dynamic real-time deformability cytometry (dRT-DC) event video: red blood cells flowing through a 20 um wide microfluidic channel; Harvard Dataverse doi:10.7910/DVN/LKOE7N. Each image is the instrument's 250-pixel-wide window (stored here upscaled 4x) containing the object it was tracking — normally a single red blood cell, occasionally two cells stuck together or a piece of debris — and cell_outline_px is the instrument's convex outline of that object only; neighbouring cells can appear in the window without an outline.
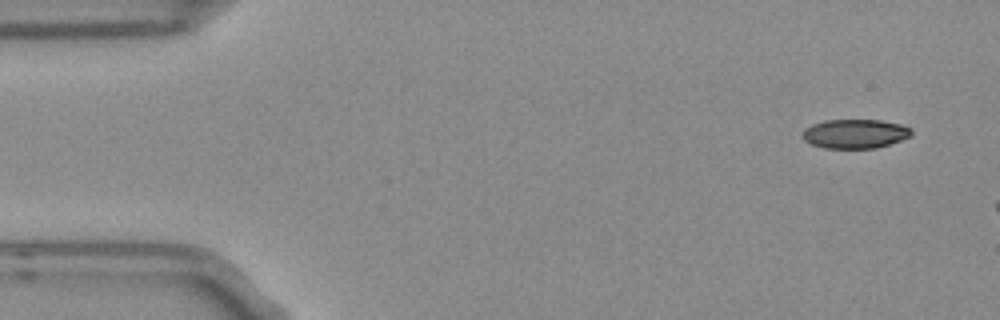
{"species": "Egyptian fruit bat (a non-hibernating species)", "species_latin": "Rousettus aegyptiacus", "temperature_condition": "room temperature", "stored_images_in_passage": 4, "camera_frame_rate_fps": 3000, "um_per_image_px": 0.085, "frame": {"image": 1, "passage_image": 1, "time_ms": 0.0, "image_size_px": [1000, 320], "cell_outline_px": [[912, 136], [876, 148], [824, 148], [812, 144], [804, 140], [804, 128], [812, 124], [824, 120], [880, 120], [900, 124], [912, 128]], "centroid_in_image_um": [72.69, 11.36], "position_along_channel_um": 12.3, "area_um2": 18.44}}